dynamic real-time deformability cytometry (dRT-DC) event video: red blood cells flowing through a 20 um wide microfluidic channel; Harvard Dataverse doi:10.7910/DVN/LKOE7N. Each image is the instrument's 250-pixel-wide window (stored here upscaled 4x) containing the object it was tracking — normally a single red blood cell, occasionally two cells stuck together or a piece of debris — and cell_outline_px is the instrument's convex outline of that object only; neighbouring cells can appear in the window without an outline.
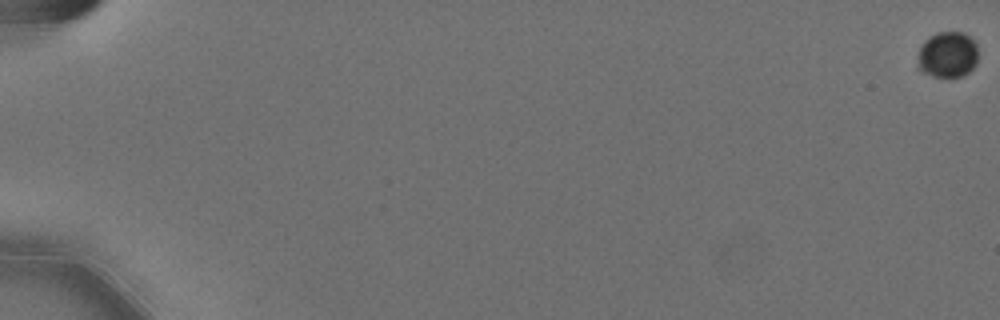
{"species": "Egyptian fruit bat (a non-hibernating species)", "species_latin": "Rousettus aegyptiacus", "temperature_condition": "cold", "stored_images_in_passage": 22, "camera_frame_rate_fps": 3000, "um_per_image_px": 0.085, "animal": {"sex": "female"}, "frame": {"image": 1, "passage_image": 1, "time_ms": 0.0, "image_size_px": [1000, 320], "cell_outline_px": [[976, 64], [964, 76], [932, 76], [920, 72], [916, 68], [916, 64], [920, 48], [924, 40], [928, 36], [936, 32], [964, 32], [976, 44]], "centroid_in_image_um": [80.49, 4.65], "position_along_channel_um": 4.5, "area_um2": 16.36}}